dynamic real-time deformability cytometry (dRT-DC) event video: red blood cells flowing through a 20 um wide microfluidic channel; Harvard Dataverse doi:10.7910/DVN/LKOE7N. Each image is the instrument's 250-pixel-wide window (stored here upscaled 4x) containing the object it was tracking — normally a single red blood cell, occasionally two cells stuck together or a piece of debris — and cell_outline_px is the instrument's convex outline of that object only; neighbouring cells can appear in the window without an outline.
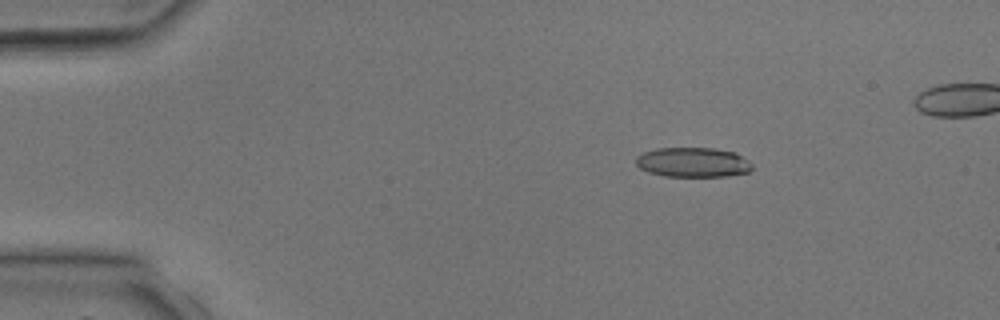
{"species": "common noctule bat (a hibernating species)", "species_latin": "Nyctalus noctula", "temperature_condition": "room temperature", "stored_images_in_passage": 4, "camera_frame_rate_fps": 3000, "um_per_image_px": 0.085, "animal": {"sex": "male", "body_mass_g": 17.9, "forearm_length_mm": 54.2}, "frame": {"image": 1, "passage_image": 2, "time_ms": 1.0, "image_size_px": [1000, 320], "cell_outline_px": [[752, 168], [748, 172], [728, 176], [664, 176], [648, 172], [640, 168], [636, 164], [636, 156], [644, 152], [656, 148], [716, 148], [736, 152], [748, 160], [752, 164]], "centroid_in_image_um": [58.9, 13.79], "position_along_channel_um": 26.1, "area_um2": 20.23}}